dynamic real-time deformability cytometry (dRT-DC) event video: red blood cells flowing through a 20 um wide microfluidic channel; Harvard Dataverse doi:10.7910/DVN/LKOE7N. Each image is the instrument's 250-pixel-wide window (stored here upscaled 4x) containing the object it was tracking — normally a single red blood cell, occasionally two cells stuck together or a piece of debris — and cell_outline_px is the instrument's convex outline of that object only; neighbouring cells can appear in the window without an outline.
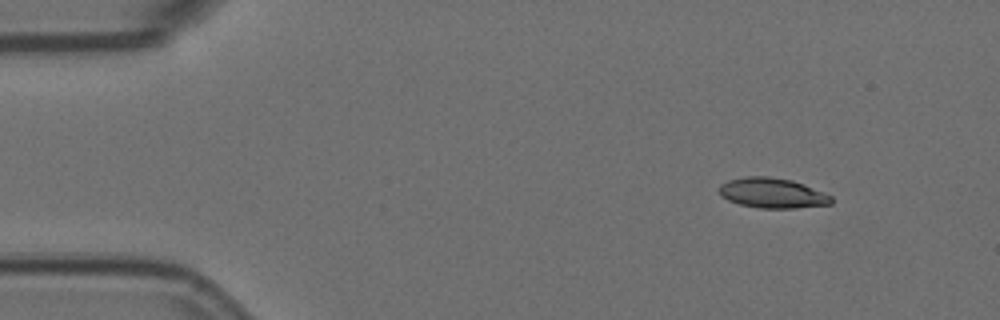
{"species": "Egyptian fruit bat (a non-hibernating species)", "species_latin": "Rousettus aegyptiacus", "temperature_condition": "room temperature", "stored_images_in_passage": 51, "camera_frame_rate_fps": 3000, "um_per_image_px": 0.085, "animal": {"sex": "female"}, "frame": {"image": 1, "passage_image": 1, "time_ms": 0.0, "image_size_px": [1000, 320], "cell_outline_px": [[832, 204], [796, 208], [760, 208], [740, 204], [728, 200], [720, 196], [720, 184], [728, 180], [748, 176], [768, 176], [792, 180], [804, 184], [832, 196]], "centroid_in_image_um": [65.65, 16.41], "position_along_channel_um": 19.3, "area_um2": 19.65}}
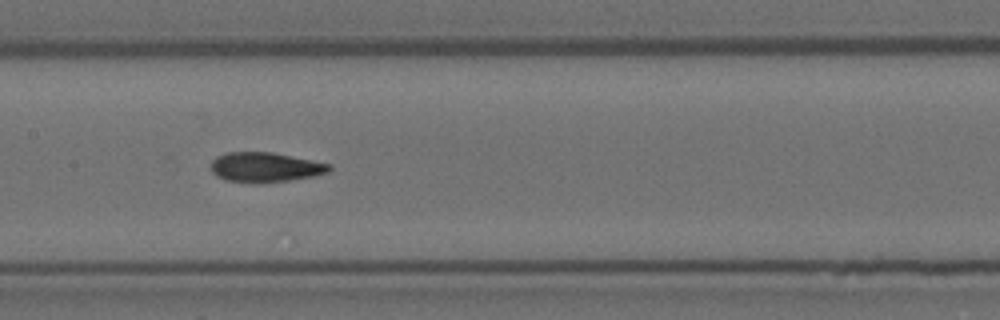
{"frame": {"image": 2, "passage_image": 22, "time_ms": 7.0, "image_size_px": [1000, 320], "cell_outline_px": [[332, 168], [328, 172], [316, 176], [288, 180], [256, 184], [224, 180], [216, 176], [212, 172], [212, 160], [216, 156], [228, 152], [272, 152], [332, 164]], "centroid_in_image_um": [22.54, 14.22], "position_along_channel_um": 184.9, "area_um2": 20.75}}
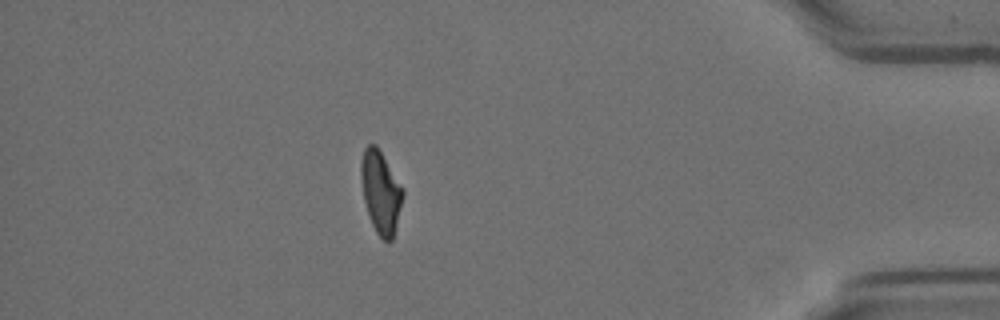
{"frame": {"image": 3, "passage_image": 44, "time_ms": 14.333, "image_size_px": [1000, 320], "cell_outline_px": [[404, 196], [392, 240], [388, 244], [376, 232], [372, 224], [364, 200], [360, 176], [360, 164], [364, 148], [368, 144], [376, 144], [404, 188]], "centroid_in_image_um": [32.37, 16.31], "position_along_channel_um": 402.8, "area_um2": 20.17}, "authors_computed_cell_mechanics": {"area_um2": 20.4612, "velocity_mm_per_s": 3.6031, "shape_relaxation_time_tau1_ms": 5.6362, "shape_relaxation_time_tau2_ms": 1.8229, "deformation_change_tau1": 0.1893, "deformation_change_tau2": 0.0885}}